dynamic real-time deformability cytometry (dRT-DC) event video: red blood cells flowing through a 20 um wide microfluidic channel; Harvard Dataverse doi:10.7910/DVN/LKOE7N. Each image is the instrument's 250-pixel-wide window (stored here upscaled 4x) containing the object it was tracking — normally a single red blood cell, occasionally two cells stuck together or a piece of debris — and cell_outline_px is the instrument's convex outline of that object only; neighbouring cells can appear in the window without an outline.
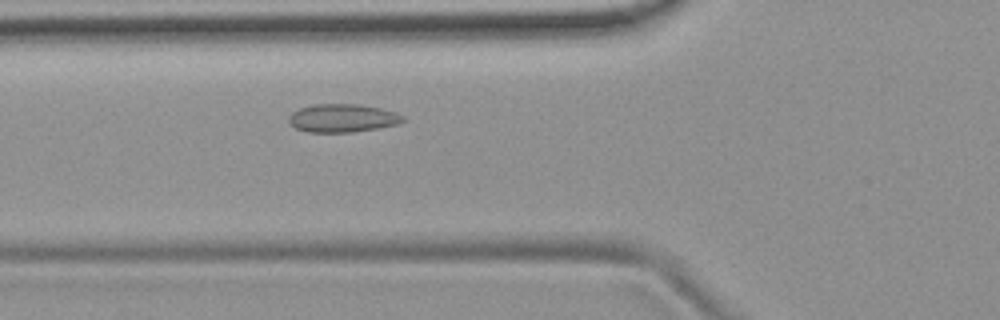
{"species": "common noctule bat (a hibernating species)", "species_latin": "Nyctalus noctula", "temperature_condition": "room temperature", "stored_images_in_passage": 36, "camera_frame_rate_fps": 3000, "um_per_image_px": 0.085, "animal": {"sex": "female", "body_mass_g": 19.9}, "frame": {"image": 1, "passage_image": 9, "time_ms": 2.667, "image_size_px": [1000, 320], "cell_outline_px": [[404, 120], [396, 124], [376, 128], [352, 132], [308, 132], [296, 128], [288, 120], [288, 116], [292, 112], [300, 108], [312, 104], [356, 104], [380, 108], [396, 112], [404, 116]], "centroid_in_image_um": [29.09, 10.03], "position_along_channel_um": 96.7, "area_um2": 18.61}}
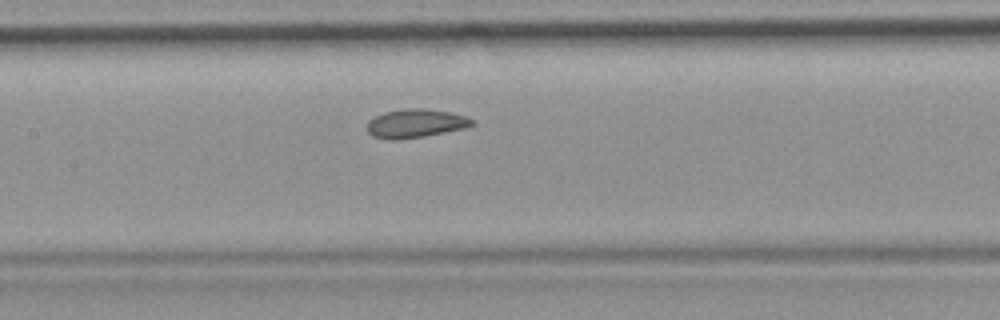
{"frame": {"image": 2, "passage_image": 15, "time_ms": 4.667, "image_size_px": [1000, 320], "cell_outline_px": [[476, 124], [464, 128], [424, 136], [400, 140], [388, 140], [372, 136], [368, 132], [368, 120], [384, 112], [404, 108], [424, 108], [448, 112], [464, 116], [476, 120]], "centroid_in_image_um": [35.31, 10.49], "position_along_channel_um": 172.1, "area_um2": 17.57}}
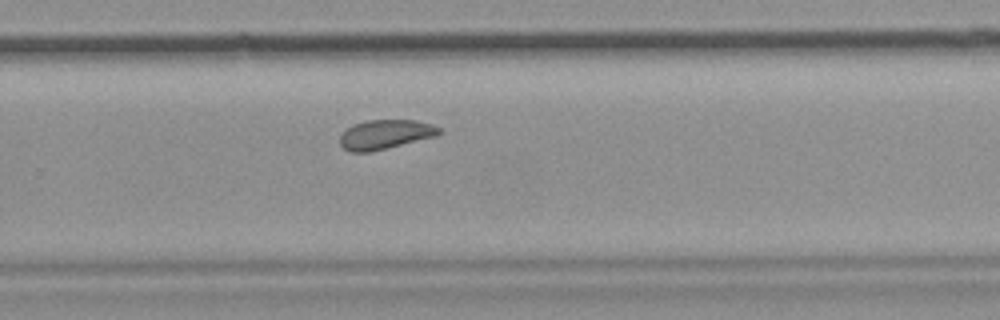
{"frame": {"image": 3, "passage_image": 25, "time_ms": 8.0, "image_size_px": [1000, 320], "cell_outline_px": [[444, 132], [436, 136], [368, 152], [348, 152], [340, 144], [340, 136], [352, 124], [368, 120], [416, 120], [432, 124], [440, 128]], "centroid_in_image_um": [32.76, 11.41], "position_along_channel_um": 297.0, "area_um2": 16.88}, "authors_computed_cell_mechanics": {"area_um2": 17.4267, "velocity_mm_per_s": 3.7663, "shape_relaxation_time_tau1_ms": 10.425, "shape_relaxation_time_tau2_ms": 1.6642, "deformation_change_tau1": 0.104, "deformation_change_tau2": 0.0529}}